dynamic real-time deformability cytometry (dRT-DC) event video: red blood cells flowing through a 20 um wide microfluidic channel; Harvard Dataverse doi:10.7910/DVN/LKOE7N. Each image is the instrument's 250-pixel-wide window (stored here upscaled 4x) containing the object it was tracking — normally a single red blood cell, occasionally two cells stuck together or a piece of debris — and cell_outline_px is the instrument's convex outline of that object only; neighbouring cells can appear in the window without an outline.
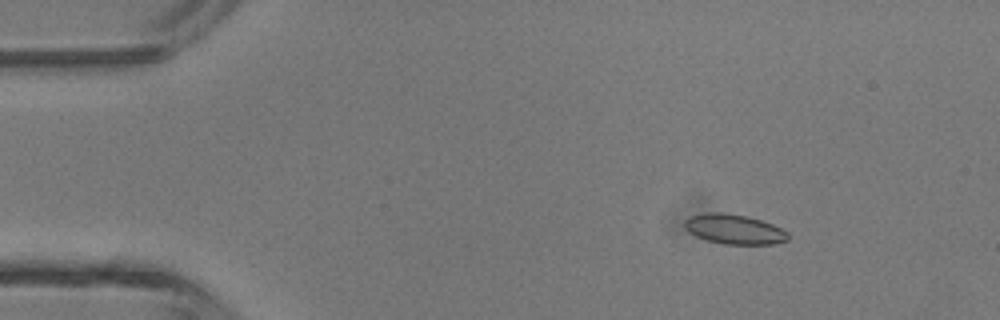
{"species": "common noctule bat (a hibernating species)", "species_latin": "Nyctalus noctula", "temperature_condition": "room temperature", "stored_images_in_passage": 45, "camera_frame_rate_fps": 3000, "um_per_image_px": 0.085, "animal": {"sex": "male", "body_mass_g": 13.3}, "frame": {"image": 1, "passage_image": 6, "time_ms": 1.667, "image_size_px": [1000, 320], "cell_outline_px": [[788, 240], [776, 244], [724, 244], [708, 240], [696, 236], [688, 232], [684, 224], [684, 220], [688, 216], [704, 212], [720, 212], [748, 216], [772, 224], [788, 232]], "centroid_in_image_um": [62.38, 19.47], "position_along_channel_um": 22.6, "area_um2": 18.03}}
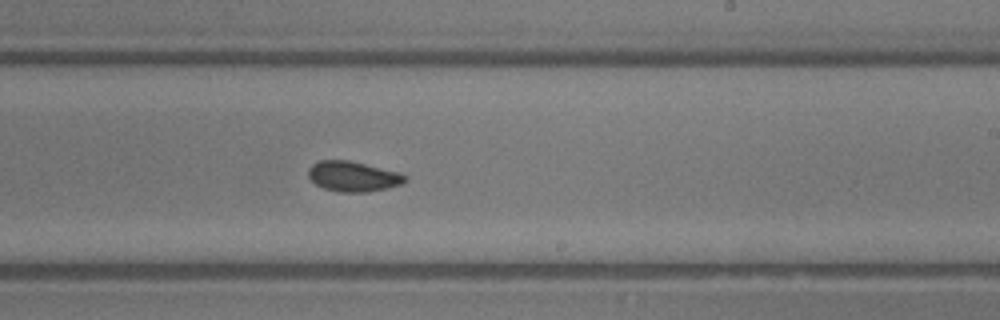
{"frame": {"image": 2, "passage_image": 27, "time_ms": 8.667, "image_size_px": [1000, 320], "cell_outline_px": [[408, 180], [400, 184], [388, 188], [368, 192], [336, 192], [324, 188], [316, 184], [308, 176], [308, 168], [312, 164], [320, 160], [348, 160], [400, 172], [408, 176]], "centroid_in_image_um": [30.03, 15.0], "position_along_channel_um": 259.0, "area_um2": 17.17}}
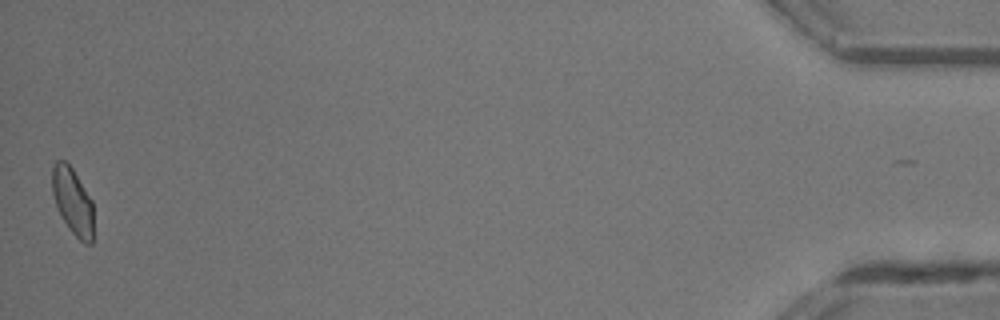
{"frame": {"image": 3, "passage_image": 45, "time_ms": 14.667, "image_size_px": [1000, 320], "cell_outline_px": [[92, 244], [84, 244], [68, 228], [56, 204], [52, 192], [52, 168], [56, 160], [64, 160], [72, 168], [92, 200]], "centroid_in_image_um": [6.17, 17.1], "position_along_channel_um": 429.0, "area_um2": 15.78}, "authors_computed_cell_mechanics": {"area_um2": 17.2244, "velocity_mm_per_s": 4.5071, "shape_relaxation_time_tau1_ms": 6.4752, "shape_relaxation_time_tau2_ms": 2.8711, "deformation_change_tau1": 0.1031, "deformation_change_tau2": 0.0752}}